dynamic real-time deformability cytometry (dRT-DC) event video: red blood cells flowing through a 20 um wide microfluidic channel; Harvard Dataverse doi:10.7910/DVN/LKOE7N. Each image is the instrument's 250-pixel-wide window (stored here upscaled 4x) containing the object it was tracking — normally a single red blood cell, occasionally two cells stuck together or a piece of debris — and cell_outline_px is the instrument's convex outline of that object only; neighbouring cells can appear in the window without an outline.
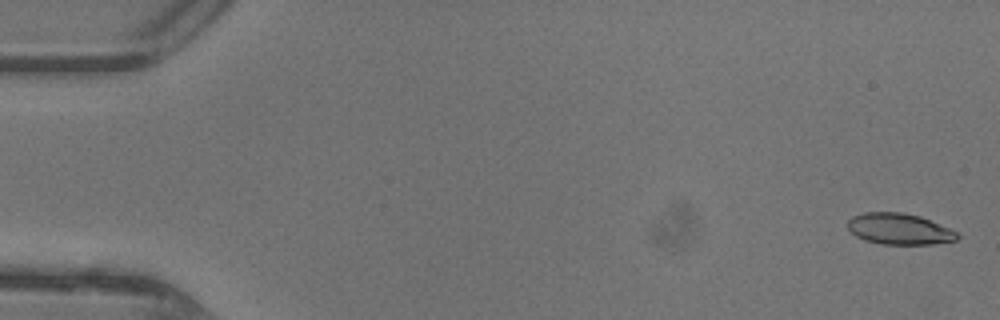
{"species": "common noctule bat (a hibernating species)", "species_latin": "Nyctalus noctula", "temperature_condition": "warm", "stored_images_in_passage": 48, "camera_frame_rate_fps": 3000, "um_per_image_px": 0.085, "animal": {"sex": "female"}, "frame": {"image": 1, "passage_image": 2, "time_ms": 0.333, "image_size_px": [1000, 320], "cell_outline_px": [[960, 236], [956, 240], [932, 244], [884, 244], [864, 240], [856, 236], [848, 228], [848, 220], [852, 216], [864, 212], [904, 212], [920, 216], [948, 228], [956, 232]], "centroid_in_image_um": [76.42, 19.45], "position_along_channel_um": 8.6, "area_um2": 19.77}}
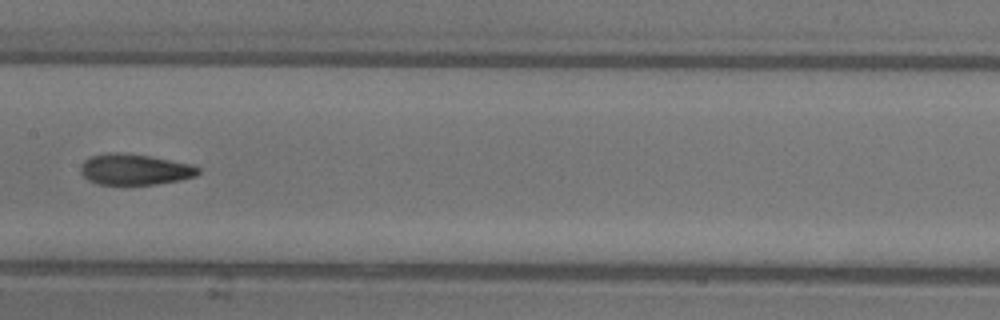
{"frame": {"image": 2, "passage_image": 25, "time_ms": 8.0, "image_size_px": [1000, 320], "cell_outline_px": [[200, 172], [196, 176], [180, 180], [156, 184], [100, 184], [88, 180], [80, 172], [80, 168], [84, 160], [92, 156], [112, 152], [124, 152], [148, 156], [192, 164], [200, 168]], "centroid_in_image_um": [11.46, 14.4], "position_along_channel_um": 195.9, "area_um2": 21.1}}
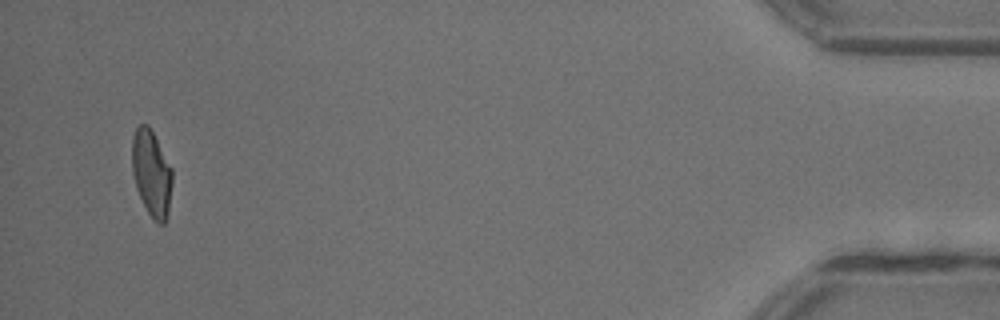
{"frame": {"image": 3, "passage_image": 46, "time_ms": 15.0, "image_size_px": [1000, 320], "cell_outline_px": [[172, 184], [168, 212], [164, 224], [160, 224], [148, 212], [136, 188], [132, 172], [132, 136], [136, 128], [140, 124], [148, 124], [172, 168]], "centroid_in_image_um": [12.87, 14.69], "position_along_channel_um": 422.3, "area_um2": 20.0}, "authors_computed_cell_mechanics": {"area_um2": 20.9814, "velocity_mm_per_s": 4.4446, "shape_relaxation_time_tau1_ms": 9.8156, "shape_relaxation_time_tau2_ms": 1.8169, "deformation_change_tau1": 0.2814, "deformation_change_tau2": 0.0844}}